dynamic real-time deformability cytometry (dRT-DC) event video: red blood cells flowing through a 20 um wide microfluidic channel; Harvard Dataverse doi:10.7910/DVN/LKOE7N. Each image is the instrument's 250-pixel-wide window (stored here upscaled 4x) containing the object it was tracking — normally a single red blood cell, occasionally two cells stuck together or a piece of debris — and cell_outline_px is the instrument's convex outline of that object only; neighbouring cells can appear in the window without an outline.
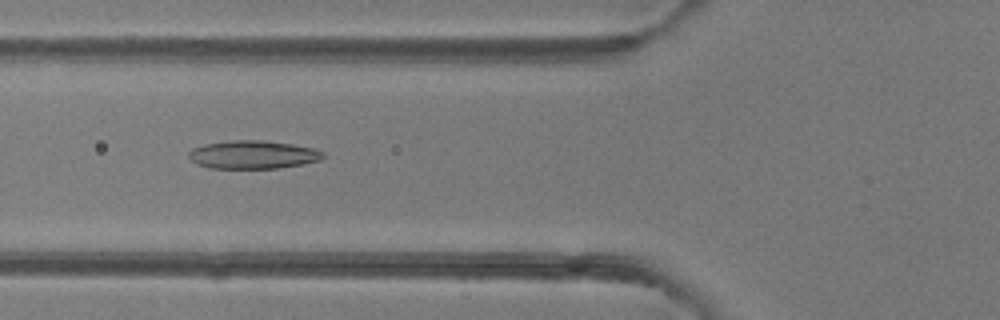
{"species": "common noctule bat (a hibernating species)", "species_latin": "Nyctalus noctula", "temperature_condition": "room temperature", "stored_images_in_passage": 48, "camera_frame_rate_fps": 3000, "um_per_image_px": 0.085, "animal": {"sex": "female"}, "frame": {"image": 1, "passage_image": 18, "time_ms": 5.667, "image_size_px": [1000, 320], "cell_outline_px": [[324, 156], [320, 160], [300, 164], [276, 168], [208, 168], [196, 164], [188, 156], [188, 152], [192, 148], [204, 144], [232, 140], [264, 140], [292, 144], [312, 148], [324, 152]], "centroid_in_image_um": [21.46, 13.14], "position_along_channel_um": 104.3, "area_um2": 22.02}}
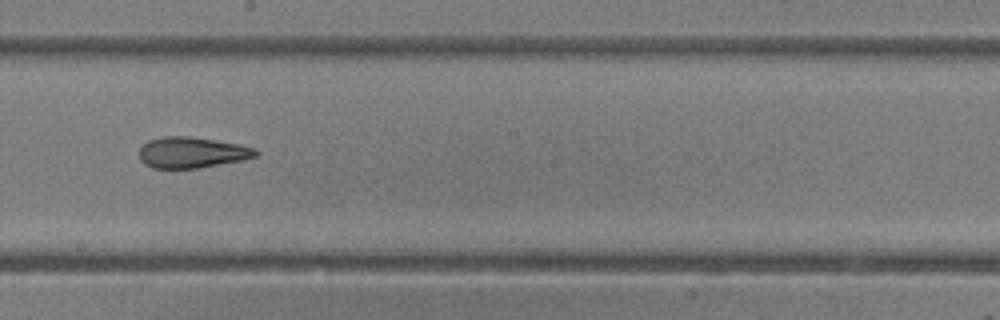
{"frame": {"image": 2, "passage_image": 27, "time_ms": 8.667, "image_size_px": [1000, 320], "cell_outline_px": [[260, 152], [256, 156], [244, 160], [200, 168], [152, 168], [144, 164], [140, 160], [140, 148], [148, 140], [164, 136], [188, 136], [240, 144], [256, 148]], "centroid_in_image_um": [16.34, 12.96], "position_along_channel_um": 231.9, "area_um2": 21.15}}
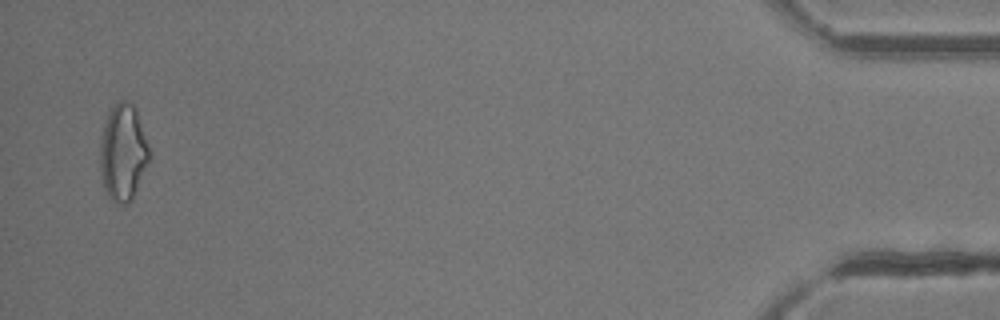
{"frame": {"image": 3, "passage_image": 47, "time_ms": 15.333, "image_size_px": [1000, 320], "cell_outline_px": [[148, 160], [132, 200], [128, 204], [120, 204], [112, 200], [104, 192], [100, 172], [100, 140], [104, 124], [116, 100], [124, 100], [132, 104], [136, 108], [148, 144]], "centroid_in_image_um": [10.43, 12.97], "position_along_channel_um": 424.8, "area_um2": 27.51}, "authors_computed_cell_mechanics": {"area_um2": 22.6865, "velocity_mm_per_s": 4.2415, "shape_relaxation_time_tau1_ms": null, "shape_relaxation_time_tau2_ms": 3.1997, "deformation_change_tau1": null, "deformation_change_tau2": 0.1288}}